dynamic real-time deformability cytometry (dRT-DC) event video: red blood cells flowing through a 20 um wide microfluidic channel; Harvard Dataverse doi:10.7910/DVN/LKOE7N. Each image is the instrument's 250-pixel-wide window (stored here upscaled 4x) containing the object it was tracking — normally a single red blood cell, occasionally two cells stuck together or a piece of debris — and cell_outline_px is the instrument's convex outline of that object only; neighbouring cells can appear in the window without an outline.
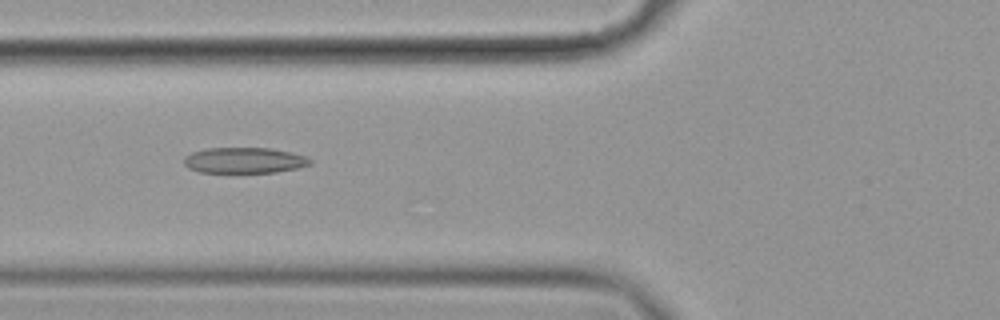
{"species": "common noctule bat (a hibernating species)", "species_latin": "Nyctalus noctula", "temperature_condition": "cold", "stored_images_in_passage": 14, "camera_frame_rate_fps": 3000, "um_per_image_px": 0.085, "animal": {"sex": "female", "body_mass_g": 19.9}, "frame": {"image": 1, "passage_image": 5, "time_ms": 1.333, "image_size_px": [1000, 320], "cell_outline_px": [[312, 164], [296, 168], [276, 172], [200, 172], [188, 168], [184, 164], [184, 156], [192, 152], [208, 148], [272, 148], [292, 152], [308, 156], [312, 160]], "centroid_in_image_um": [20.8, 13.62], "position_along_channel_um": 105.0, "area_um2": 19.02}}
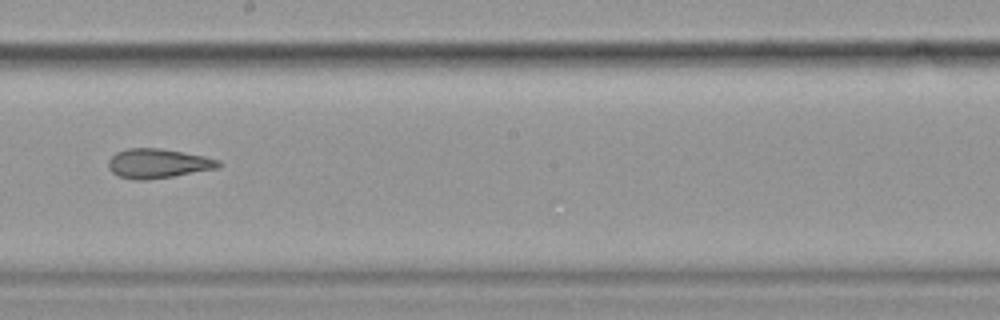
{"frame": {"image": 2, "passage_image": 8, "time_ms": 2.333, "image_size_px": [1000, 320], "cell_outline_px": [[220, 164], [216, 168], [172, 176], [144, 180], [136, 180], [120, 176], [112, 172], [108, 168], [108, 160], [116, 152], [128, 148], [160, 148], [204, 156], [220, 160]], "centroid_in_image_um": [13.38, 13.88], "position_along_channel_um": 234.8, "area_um2": 18.61}}
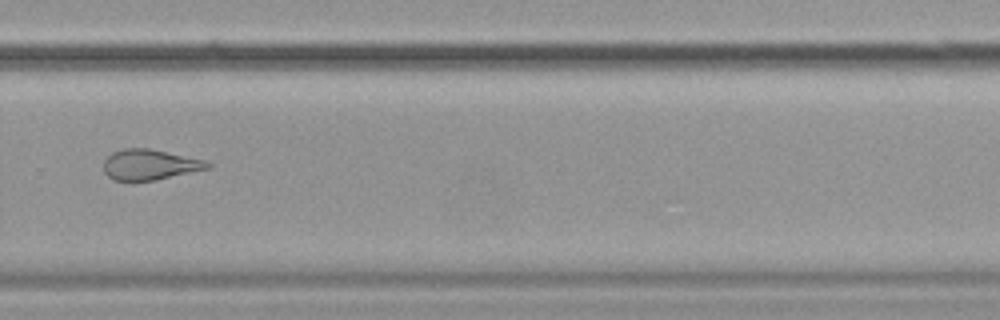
{"frame": {"image": 3, "passage_image": 10, "time_ms": 3.0, "image_size_px": [1000, 320], "cell_outline_px": [[212, 168], [156, 180], [112, 180], [104, 172], [104, 160], [112, 152], [124, 148], [148, 148], [204, 160], [212, 164]], "centroid_in_image_um": [12.74, 14.0], "position_along_channel_um": 317.1, "area_um2": 18.44}}